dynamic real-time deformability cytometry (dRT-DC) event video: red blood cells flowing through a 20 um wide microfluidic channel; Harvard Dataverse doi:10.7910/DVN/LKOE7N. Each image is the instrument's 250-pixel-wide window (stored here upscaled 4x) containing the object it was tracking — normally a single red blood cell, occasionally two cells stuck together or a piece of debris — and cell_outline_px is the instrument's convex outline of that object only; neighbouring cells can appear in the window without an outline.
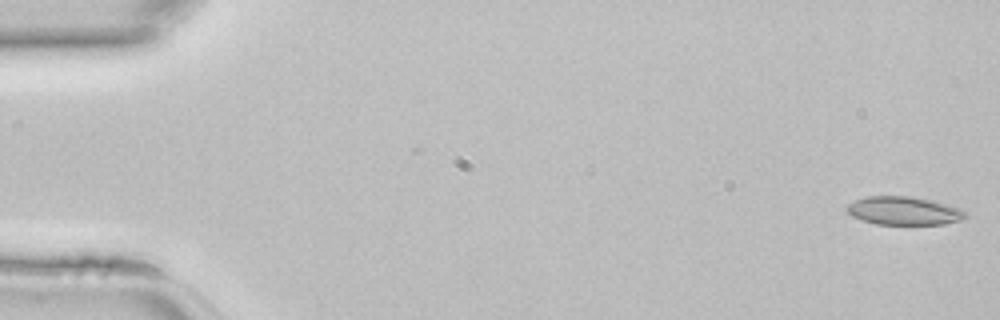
{"species": "common noctule bat (a hibernating species)", "species_latin": "Nyctalus noctula", "temperature_condition": "room temperature", "stored_images_in_passage": 45, "camera_frame_rate_fps": 3000, "um_per_image_px": 0.085, "animal": {"sex": "female", "body_mass_g": 22.7, "forearm_length_mm": 54.2}, "frame": {"image": 1, "passage_image": 1, "time_ms": 0.0, "image_size_px": [1000, 320], "cell_outline_px": [[968, 216], [960, 220], [944, 224], [876, 224], [852, 216], [844, 208], [848, 204], [856, 200], [868, 196], [912, 196], [932, 200], [948, 204], [960, 208]], "centroid_in_image_um": [76.83, 17.91], "position_along_channel_um": 8.2, "area_um2": 19.54}}
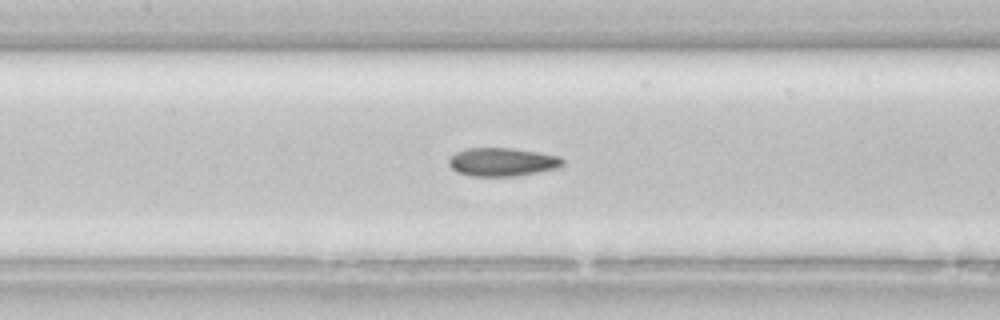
{"frame": {"image": 2, "passage_image": 21, "time_ms": 6.667, "image_size_px": [1000, 320], "cell_outline_px": [[564, 164], [560, 168], [516, 176], [468, 176], [456, 172], [448, 164], [448, 156], [456, 152], [468, 148], [512, 148], [560, 156], [564, 160]], "centroid_in_image_um": [42.68, 13.77], "position_along_channel_um": 164.7, "area_um2": 19.07}}
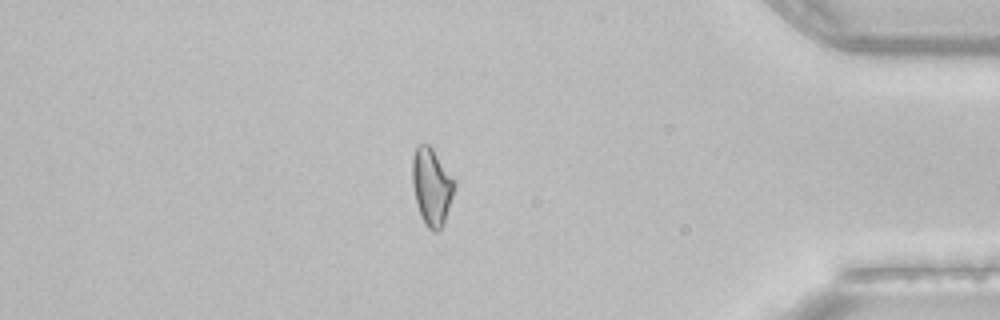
{"frame": {"image": 3, "passage_image": 39, "time_ms": 12.667, "image_size_px": [1000, 320], "cell_outline_px": [[456, 184], [444, 224], [436, 232], [432, 232], [424, 224], [420, 216], [412, 184], [412, 156], [416, 144], [428, 144], [432, 148], [456, 180]], "centroid_in_image_um": [36.69, 15.85], "position_along_channel_um": 398.5, "area_um2": 19.19}}